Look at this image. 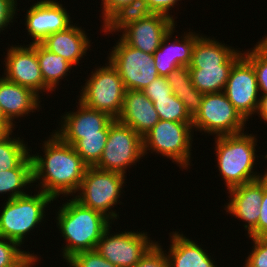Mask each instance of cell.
<instances>
[{
  "mask_svg": "<svg viewBox=\"0 0 267 267\" xmlns=\"http://www.w3.org/2000/svg\"><path fill=\"white\" fill-rule=\"evenodd\" d=\"M43 148L44 157L38 153L31 155L33 183L39 180V189L55 200L60 194H76L89 166L72 145L63 142L54 132L43 142Z\"/></svg>",
  "mask_w": 267,
  "mask_h": 267,
  "instance_id": "6da1fadb",
  "label": "cell"
},
{
  "mask_svg": "<svg viewBox=\"0 0 267 267\" xmlns=\"http://www.w3.org/2000/svg\"><path fill=\"white\" fill-rule=\"evenodd\" d=\"M62 204L57 212V227L68 242L62 252L67 261L74 254L94 250L104 231L112 224L103 214L84 207L74 198Z\"/></svg>",
  "mask_w": 267,
  "mask_h": 267,
  "instance_id": "7a4b0ae2",
  "label": "cell"
},
{
  "mask_svg": "<svg viewBox=\"0 0 267 267\" xmlns=\"http://www.w3.org/2000/svg\"><path fill=\"white\" fill-rule=\"evenodd\" d=\"M217 165L227 189L255 181L264 175L253 171L256 161L257 139L244 131L238 134L215 137Z\"/></svg>",
  "mask_w": 267,
  "mask_h": 267,
  "instance_id": "3957f363",
  "label": "cell"
},
{
  "mask_svg": "<svg viewBox=\"0 0 267 267\" xmlns=\"http://www.w3.org/2000/svg\"><path fill=\"white\" fill-rule=\"evenodd\" d=\"M54 200L52 196L40 190L33 196L27 194L7 200L0 212V236L21 246L24 237L42 223L45 208Z\"/></svg>",
  "mask_w": 267,
  "mask_h": 267,
  "instance_id": "277c9868",
  "label": "cell"
},
{
  "mask_svg": "<svg viewBox=\"0 0 267 267\" xmlns=\"http://www.w3.org/2000/svg\"><path fill=\"white\" fill-rule=\"evenodd\" d=\"M125 177L117 172L88 167L77 191L79 195L73 197L84 207L103 214L110 221L115 220L119 215L111 207L120 201Z\"/></svg>",
  "mask_w": 267,
  "mask_h": 267,
  "instance_id": "5b68a950",
  "label": "cell"
},
{
  "mask_svg": "<svg viewBox=\"0 0 267 267\" xmlns=\"http://www.w3.org/2000/svg\"><path fill=\"white\" fill-rule=\"evenodd\" d=\"M192 122L159 120L143 137L144 156L148 150L172 159L179 166L189 168L192 147ZM153 151V152H152Z\"/></svg>",
  "mask_w": 267,
  "mask_h": 267,
  "instance_id": "8992f818",
  "label": "cell"
},
{
  "mask_svg": "<svg viewBox=\"0 0 267 267\" xmlns=\"http://www.w3.org/2000/svg\"><path fill=\"white\" fill-rule=\"evenodd\" d=\"M105 65L91 72V77L87 79L85 86H82L78 101L117 119L122 111L126 89L117 69L111 62Z\"/></svg>",
  "mask_w": 267,
  "mask_h": 267,
  "instance_id": "52a82bcc",
  "label": "cell"
},
{
  "mask_svg": "<svg viewBox=\"0 0 267 267\" xmlns=\"http://www.w3.org/2000/svg\"><path fill=\"white\" fill-rule=\"evenodd\" d=\"M143 156L142 137L131 127L113 118L109 122L108 138L102 156L94 167L125 175V169L140 161Z\"/></svg>",
  "mask_w": 267,
  "mask_h": 267,
  "instance_id": "ba28073f",
  "label": "cell"
},
{
  "mask_svg": "<svg viewBox=\"0 0 267 267\" xmlns=\"http://www.w3.org/2000/svg\"><path fill=\"white\" fill-rule=\"evenodd\" d=\"M245 124L224 92L204 94L200 110L192 118V128L216 137L241 133Z\"/></svg>",
  "mask_w": 267,
  "mask_h": 267,
  "instance_id": "9c48e42d",
  "label": "cell"
},
{
  "mask_svg": "<svg viewBox=\"0 0 267 267\" xmlns=\"http://www.w3.org/2000/svg\"><path fill=\"white\" fill-rule=\"evenodd\" d=\"M119 40L109 53L108 61L117 69L126 90L143 91L159 77L154 57L128 45L121 37Z\"/></svg>",
  "mask_w": 267,
  "mask_h": 267,
  "instance_id": "30bf717a",
  "label": "cell"
},
{
  "mask_svg": "<svg viewBox=\"0 0 267 267\" xmlns=\"http://www.w3.org/2000/svg\"><path fill=\"white\" fill-rule=\"evenodd\" d=\"M111 226L103 233L95 250L117 267H134L156 243L147 232L124 231L110 234Z\"/></svg>",
  "mask_w": 267,
  "mask_h": 267,
  "instance_id": "8fae6325",
  "label": "cell"
},
{
  "mask_svg": "<svg viewBox=\"0 0 267 267\" xmlns=\"http://www.w3.org/2000/svg\"><path fill=\"white\" fill-rule=\"evenodd\" d=\"M223 92L246 121L257 112L260 100L258 82L252 63L244 55L231 68Z\"/></svg>",
  "mask_w": 267,
  "mask_h": 267,
  "instance_id": "7c38bea8",
  "label": "cell"
},
{
  "mask_svg": "<svg viewBox=\"0 0 267 267\" xmlns=\"http://www.w3.org/2000/svg\"><path fill=\"white\" fill-rule=\"evenodd\" d=\"M5 60L6 80L31 89L39 97L42 90L52 91L43 81L37 57V43L29 44L28 47L12 45L7 50Z\"/></svg>",
  "mask_w": 267,
  "mask_h": 267,
  "instance_id": "4fadbf2b",
  "label": "cell"
},
{
  "mask_svg": "<svg viewBox=\"0 0 267 267\" xmlns=\"http://www.w3.org/2000/svg\"><path fill=\"white\" fill-rule=\"evenodd\" d=\"M26 30L32 42L41 43L48 35L63 31L71 26V18L66 8L54 0H40L27 10Z\"/></svg>",
  "mask_w": 267,
  "mask_h": 267,
  "instance_id": "5bb4252c",
  "label": "cell"
},
{
  "mask_svg": "<svg viewBox=\"0 0 267 267\" xmlns=\"http://www.w3.org/2000/svg\"><path fill=\"white\" fill-rule=\"evenodd\" d=\"M174 19L152 13L148 17L125 27L121 38L130 46L153 55L163 38L175 28Z\"/></svg>",
  "mask_w": 267,
  "mask_h": 267,
  "instance_id": "9a60e30c",
  "label": "cell"
},
{
  "mask_svg": "<svg viewBox=\"0 0 267 267\" xmlns=\"http://www.w3.org/2000/svg\"><path fill=\"white\" fill-rule=\"evenodd\" d=\"M76 112H67L61 119V127L55 134L65 143L74 146L80 135L100 134L113 118L106 112L91 109L78 102Z\"/></svg>",
  "mask_w": 267,
  "mask_h": 267,
  "instance_id": "2e32d148",
  "label": "cell"
},
{
  "mask_svg": "<svg viewBox=\"0 0 267 267\" xmlns=\"http://www.w3.org/2000/svg\"><path fill=\"white\" fill-rule=\"evenodd\" d=\"M231 197L224 209L236 218L245 221L248 234L257 226L260 204L263 198V177L234 187L228 192Z\"/></svg>",
  "mask_w": 267,
  "mask_h": 267,
  "instance_id": "e0dca14e",
  "label": "cell"
},
{
  "mask_svg": "<svg viewBox=\"0 0 267 267\" xmlns=\"http://www.w3.org/2000/svg\"><path fill=\"white\" fill-rule=\"evenodd\" d=\"M131 127L141 137L148 133L160 120L154 103L141 90H126L123 107L116 119Z\"/></svg>",
  "mask_w": 267,
  "mask_h": 267,
  "instance_id": "ac0fdd59",
  "label": "cell"
},
{
  "mask_svg": "<svg viewBox=\"0 0 267 267\" xmlns=\"http://www.w3.org/2000/svg\"><path fill=\"white\" fill-rule=\"evenodd\" d=\"M174 28L163 38L160 47L154 52V63L159 76L166 77L169 73L181 66L189 67L192 60V50L195 41L200 37L195 32L183 35L180 41L177 38L170 44ZM169 42V44H168Z\"/></svg>",
  "mask_w": 267,
  "mask_h": 267,
  "instance_id": "d6986e66",
  "label": "cell"
},
{
  "mask_svg": "<svg viewBox=\"0 0 267 267\" xmlns=\"http://www.w3.org/2000/svg\"><path fill=\"white\" fill-rule=\"evenodd\" d=\"M39 104V96L31 89L0 77V108L12 126L15 118L33 113V110L39 109Z\"/></svg>",
  "mask_w": 267,
  "mask_h": 267,
  "instance_id": "ffe728a7",
  "label": "cell"
},
{
  "mask_svg": "<svg viewBox=\"0 0 267 267\" xmlns=\"http://www.w3.org/2000/svg\"><path fill=\"white\" fill-rule=\"evenodd\" d=\"M40 44L48 51L64 57L73 66L78 65L91 46L84 29L73 24L63 31L48 35Z\"/></svg>",
  "mask_w": 267,
  "mask_h": 267,
  "instance_id": "44dd1931",
  "label": "cell"
},
{
  "mask_svg": "<svg viewBox=\"0 0 267 267\" xmlns=\"http://www.w3.org/2000/svg\"><path fill=\"white\" fill-rule=\"evenodd\" d=\"M242 55L241 51L233 47L200 35L193 46L189 69H202V66L210 65H234Z\"/></svg>",
  "mask_w": 267,
  "mask_h": 267,
  "instance_id": "7402d4cb",
  "label": "cell"
},
{
  "mask_svg": "<svg viewBox=\"0 0 267 267\" xmlns=\"http://www.w3.org/2000/svg\"><path fill=\"white\" fill-rule=\"evenodd\" d=\"M170 238L172 244L167 253L169 267H217L211 256L195 241L178 232H173Z\"/></svg>",
  "mask_w": 267,
  "mask_h": 267,
  "instance_id": "603a6c76",
  "label": "cell"
},
{
  "mask_svg": "<svg viewBox=\"0 0 267 267\" xmlns=\"http://www.w3.org/2000/svg\"><path fill=\"white\" fill-rule=\"evenodd\" d=\"M172 93L185 105L193 118L200 110L204 94L198 91L192 83L189 67L181 66L166 76Z\"/></svg>",
  "mask_w": 267,
  "mask_h": 267,
  "instance_id": "cb8c5ba5",
  "label": "cell"
},
{
  "mask_svg": "<svg viewBox=\"0 0 267 267\" xmlns=\"http://www.w3.org/2000/svg\"><path fill=\"white\" fill-rule=\"evenodd\" d=\"M31 183L33 164L30 154L16 168L0 171V193L9 192L8 200L27 195L23 189Z\"/></svg>",
  "mask_w": 267,
  "mask_h": 267,
  "instance_id": "d4e9b609",
  "label": "cell"
},
{
  "mask_svg": "<svg viewBox=\"0 0 267 267\" xmlns=\"http://www.w3.org/2000/svg\"><path fill=\"white\" fill-rule=\"evenodd\" d=\"M232 67L233 65H210L189 70L195 88L207 94L224 91Z\"/></svg>",
  "mask_w": 267,
  "mask_h": 267,
  "instance_id": "484cf974",
  "label": "cell"
},
{
  "mask_svg": "<svg viewBox=\"0 0 267 267\" xmlns=\"http://www.w3.org/2000/svg\"><path fill=\"white\" fill-rule=\"evenodd\" d=\"M37 57L44 83L55 91L59 80L67 76L69 69L73 67L64 57L56 55L37 43Z\"/></svg>",
  "mask_w": 267,
  "mask_h": 267,
  "instance_id": "4316f807",
  "label": "cell"
},
{
  "mask_svg": "<svg viewBox=\"0 0 267 267\" xmlns=\"http://www.w3.org/2000/svg\"><path fill=\"white\" fill-rule=\"evenodd\" d=\"M152 11L149 9L145 0H132L129 4L118 9L105 23L102 25L103 32L122 31L129 24L140 21L149 15Z\"/></svg>",
  "mask_w": 267,
  "mask_h": 267,
  "instance_id": "83f0119b",
  "label": "cell"
},
{
  "mask_svg": "<svg viewBox=\"0 0 267 267\" xmlns=\"http://www.w3.org/2000/svg\"><path fill=\"white\" fill-rule=\"evenodd\" d=\"M108 132L109 123L100 130V134L80 135V140L73 146L89 167H94L99 162L107 142Z\"/></svg>",
  "mask_w": 267,
  "mask_h": 267,
  "instance_id": "f1b7e54d",
  "label": "cell"
},
{
  "mask_svg": "<svg viewBox=\"0 0 267 267\" xmlns=\"http://www.w3.org/2000/svg\"><path fill=\"white\" fill-rule=\"evenodd\" d=\"M29 151L24 140L12 138L11 132L0 141V171L16 168L30 154Z\"/></svg>",
  "mask_w": 267,
  "mask_h": 267,
  "instance_id": "f546056e",
  "label": "cell"
},
{
  "mask_svg": "<svg viewBox=\"0 0 267 267\" xmlns=\"http://www.w3.org/2000/svg\"><path fill=\"white\" fill-rule=\"evenodd\" d=\"M154 107L161 120L174 122H192V117L188 113L183 102L174 94L155 98Z\"/></svg>",
  "mask_w": 267,
  "mask_h": 267,
  "instance_id": "4dcf8cb0",
  "label": "cell"
},
{
  "mask_svg": "<svg viewBox=\"0 0 267 267\" xmlns=\"http://www.w3.org/2000/svg\"><path fill=\"white\" fill-rule=\"evenodd\" d=\"M243 55L252 63L262 95L267 94V36L263 37L252 50L243 52Z\"/></svg>",
  "mask_w": 267,
  "mask_h": 267,
  "instance_id": "1f68e13d",
  "label": "cell"
},
{
  "mask_svg": "<svg viewBox=\"0 0 267 267\" xmlns=\"http://www.w3.org/2000/svg\"><path fill=\"white\" fill-rule=\"evenodd\" d=\"M66 262L70 267H117L106 260L95 249L78 252Z\"/></svg>",
  "mask_w": 267,
  "mask_h": 267,
  "instance_id": "d6a6232c",
  "label": "cell"
},
{
  "mask_svg": "<svg viewBox=\"0 0 267 267\" xmlns=\"http://www.w3.org/2000/svg\"><path fill=\"white\" fill-rule=\"evenodd\" d=\"M18 243L0 236V267H11L27 252Z\"/></svg>",
  "mask_w": 267,
  "mask_h": 267,
  "instance_id": "836d02e7",
  "label": "cell"
},
{
  "mask_svg": "<svg viewBox=\"0 0 267 267\" xmlns=\"http://www.w3.org/2000/svg\"><path fill=\"white\" fill-rule=\"evenodd\" d=\"M253 249L243 267H267V237H250Z\"/></svg>",
  "mask_w": 267,
  "mask_h": 267,
  "instance_id": "e575fe53",
  "label": "cell"
},
{
  "mask_svg": "<svg viewBox=\"0 0 267 267\" xmlns=\"http://www.w3.org/2000/svg\"><path fill=\"white\" fill-rule=\"evenodd\" d=\"M156 242L134 267H169L167 254Z\"/></svg>",
  "mask_w": 267,
  "mask_h": 267,
  "instance_id": "d590c367",
  "label": "cell"
},
{
  "mask_svg": "<svg viewBox=\"0 0 267 267\" xmlns=\"http://www.w3.org/2000/svg\"><path fill=\"white\" fill-rule=\"evenodd\" d=\"M259 210L257 226L248 234L249 237H267V174L263 176V198Z\"/></svg>",
  "mask_w": 267,
  "mask_h": 267,
  "instance_id": "8d00e7d4",
  "label": "cell"
},
{
  "mask_svg": "<svg viewBox=\"0 0 267 267\" xmlns=\"http://www.w3.org/2000/svg\"><path fill=\"white\" fill-rule=\"evenodd\" d=\"M143 92L152 102L155 101V98L167 97L173 94L166 77L162 76L152 81Z\"/></svg>",
  "mask_w": 267,
  "mask_h": 267,
  "instance_id": "74e56055",
  "label": "cell"
},
{
  "mask_svg": "<svg viewBox=\"0 0 267 267\" xmlns=\"http://www.w3.org/2000/svg\"><path fill=\"white\" fill-rule=\"evenodd\" d=\"M17 0H0V32L13 23L16 15ZM5 28V29H4Z\"/></svg>",
  "mask_w": 267,
  "mask_h": 267,
  "instance_id": "f35d334b",
  "label": "cell"
},
{
  "mask_svg": "<svg viewBox=\"0 0 267 267\" xmlns=\"http://www.w3.org/2000/svg\"><path fill=\"white\" fill-rule=\"evenodd\" d=\"M145 1L147 2V5L149 9L152 11V13L164 14L174 19L173 16H171L170 12L168 11L172 10L174 5L177 4V2L180 0H145Z\"/></svg>",
  "mask_w": 267,
  "mask_h": 267,
  "instance_id": "ab89813d",
  "label": "cell"
},
{
  "mask_svg": "<svg viewBox=\"0 0 267 267\" xmlns=\"http://www.w3.org/2000/svg\"><path fill=\"white\" fill-rule=\"evenodd\" d=\"M132 0H102V18L103 24L122 6L127 5Z\"/></svg>",
  "mask_w": 267,
  "mask_h": 267,
  "instance_id": "60d3db41",
  "label": "cell"
},
{
  "mask_svg": "<svg viewBox=\"0 0 267 267\" xmlns=\"http://www.w3.org/2000/svg\"><path fill=\"white\" fill-rule=\"evenodd\" d=\"M37 255H34V253H31L27 251V253L18 260L13 266L11 267H32L35 262H38Z\"/></svg>",
  "mask_w": 267,
  "mask_h": 267,
  "instance_id": "b9f144b4",
  "label": "cell"
},
{
  "mask_svg": "<svg viewBox=\"0 0 267 267\" xmlns=\"http://www.w3.org/2000/svg\"><path fill=\"white\" fill-rule=\"evenodd\" d=\"M259 106L256 114H259L265 122H267V94L260 95Z\"/></svg>",
  "mask_w": 267,
  "mask_h": 267,
  "instance_id": "7bdbcfd3",
  "label": "cell"
},
{
  "mask_svg": "<svg viewBox=\"0 0 267 267\" xmlns=\"http://www.w3.org/2000/svg\"><path fill=\"white\" fill-rule=\"evenodd\" d=\"M13 126L7 120H0V141L13 132Z\"/></svg>",
  "mask_w": 267,
  "mask_h": 267,
  "instance_id": "ee69618b",
  "label": "cell"
},
{
  "mask_svg": "<svg viewBox=\"0 0 267 267\" xmlns=\"http://www.w3.org/2000/svg\"><path fill=\"white\" fill-rule=\"evenodd\" d=\"M0 120H6L0 108Z\"/></svg>",
  "mask_w": 267,
  "mask_h": 267,
  "instance_id": "f6af8a7d",
  "label": "cell"
}]
</instances>
